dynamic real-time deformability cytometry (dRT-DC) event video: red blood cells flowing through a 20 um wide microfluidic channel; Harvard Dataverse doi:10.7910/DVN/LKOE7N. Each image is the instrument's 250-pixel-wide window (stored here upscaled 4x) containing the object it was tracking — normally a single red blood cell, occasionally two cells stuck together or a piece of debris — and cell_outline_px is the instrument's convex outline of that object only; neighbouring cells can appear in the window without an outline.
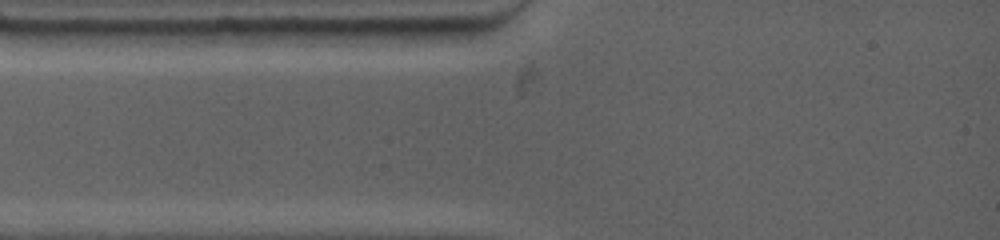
{"species": "common noctule bat (a hibernating species)", "species_latin": "Nyctalus noctula", "temperature_condition": "warm", "stored_images_in_passage": 1, "camera_frame_rate_fps": 4500, "um_per_image_px": 0.085, "animal": {"sex": "female", "body_mass_g": 19.0, "forearm_length_mm": 53.3}, "frame": {"image": 1, "passage_image": 1, "time_ms": 0.0, "image_size_px": [1000, 240], "cell_outline_px": [[192, 32], [168, 44], [96, 48], [80, 48], [60, 44], [28, 32], [64, 28], [120, 28]], "centroid_in_image_um": [9.29, 3.15], "position_along_channel_um": 75.7, "area_um2": 16.76}}